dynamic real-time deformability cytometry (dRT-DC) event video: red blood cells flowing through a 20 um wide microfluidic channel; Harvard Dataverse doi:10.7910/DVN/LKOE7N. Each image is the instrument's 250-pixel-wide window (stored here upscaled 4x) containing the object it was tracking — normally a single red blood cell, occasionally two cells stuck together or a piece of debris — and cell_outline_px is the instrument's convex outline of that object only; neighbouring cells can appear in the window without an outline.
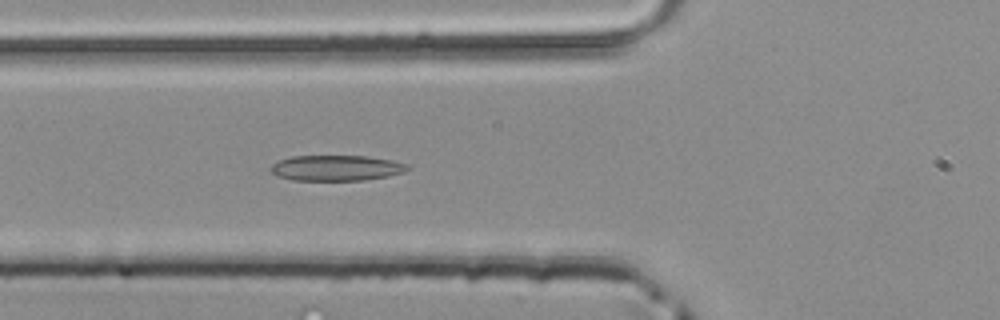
{"species": "common noctule bat (a hibernating species)", "species_latin": "Nyctalus noctula", "temperature_condition": "room temperature", "stored_images_in_passage": 44, "camera_frame_rate_fps": 3000, "um_per_image_px": 0.085, "animal": {"sex": "male", "body_mass_g": 20.4}, "frame": {"image": 1, "passage_image": 18, "time_ms": 5.667, "image_size_px": [1000, 320], "cell_outline_px": [[408, 168], [404, 172], [388, 176], [364, 180], [292, 180], [276, 176], [268, 168], [272, 164], [280, 160], [292, 156], [364, 156], [392, 160], [408, 164]], "centroid_in_image_um": [28.55, 14.28], "position_along_channel_um": 97.2, "area_um2": 20.35}}
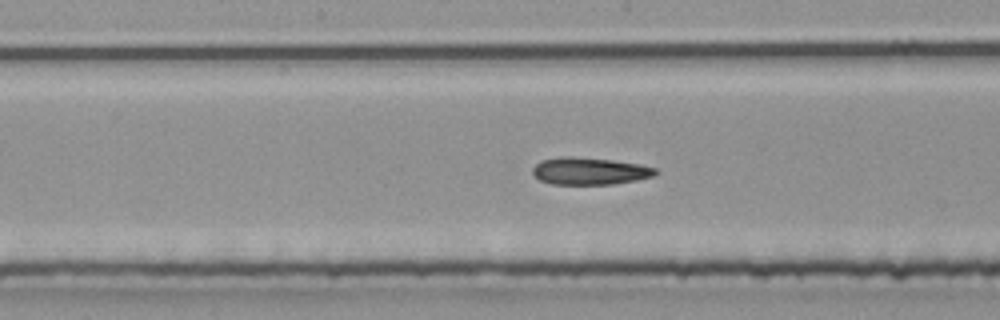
{"frame": {"image": 2, "passage_image": 25, "time_ms": 8.0, "image_size_px": [1000, 320], "cell_outline_px": [[660, 172], [656, 176], [636, 180], [612, 184], [552, 184], [540, 180], [532, 172], [532, 168], [540, 160], [568, 156], [572, 156], [612, 160], [640, 164], [656, 168]], "centroid_in_image_um": [50.16, 14.54], "position_along_channel_um": 198.0, "area_um2": 19.54}}
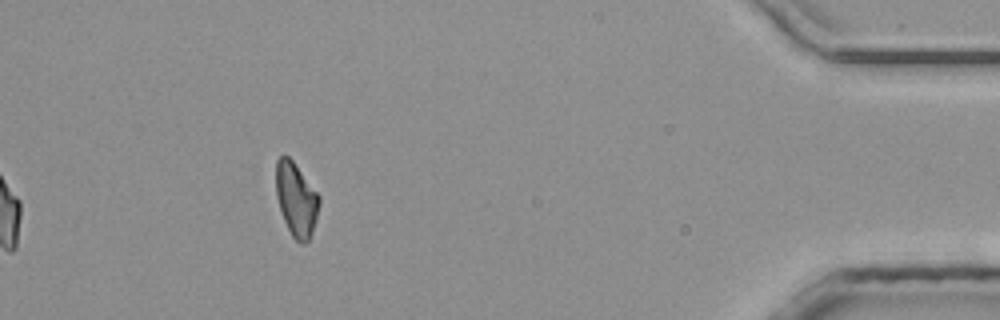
{"frame": {"image": 3, "passage_image": 44, "time_ms": 14.333, "image_size_px": [1000, 320], "cell_outline_px": [[320, 204], [316, 220], [312, 232], [308, 240], [304, 244], [300, 244], [292, 236], [284, 220], [276, 196], [276, 160], [280, 156], [288, 156], [292, 160], [320, 196]], "centroid_in_image_um": [25.18, 16.96], "position_along_channel_um": 410.0, "area_um2": 18.44}}